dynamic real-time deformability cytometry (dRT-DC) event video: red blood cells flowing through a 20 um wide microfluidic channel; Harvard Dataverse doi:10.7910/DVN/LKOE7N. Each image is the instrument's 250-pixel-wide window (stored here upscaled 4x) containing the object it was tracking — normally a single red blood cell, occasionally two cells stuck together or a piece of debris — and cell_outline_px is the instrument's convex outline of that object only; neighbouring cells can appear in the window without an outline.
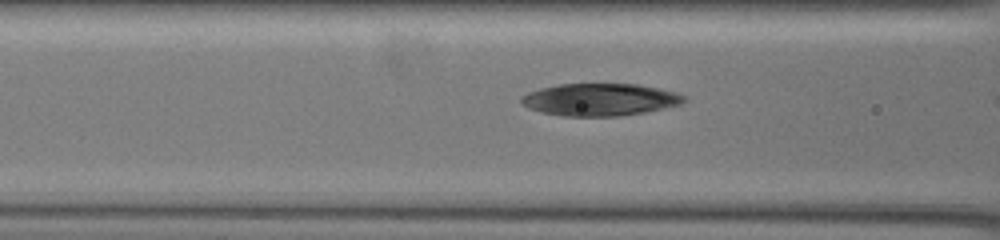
{"species": "common noctule bat (a hibernating species)", "species_latin": "Nyctalus noctula", "temperature_condition": "warm", "stored_images_in_passage": 6, "camera_frame_rate_fps": 3000, "um_per_image_px": 0.085, "animal": {"sex": "female", "body_mass_g": 19.5, "forearm_length_mm": 54.1}, "frame": {"image": 1, "passage_image": 5, "time_ms": 1.333, "image_size_px": [1000, 240], "cell_outline_px": [[684, 100], [680, 104], [644, 112], [620, 116], [560, 116], [540, 112], [528, 108], [520, 100], [520, 96], [528, 92], [540, 88], [560, 84], [636, 84], [676, 92], [684, 96]], "centroid_in_image_um": [50.93, 8.47], "position_along_channel_um": 115.7, "area_um2": 30.46}}